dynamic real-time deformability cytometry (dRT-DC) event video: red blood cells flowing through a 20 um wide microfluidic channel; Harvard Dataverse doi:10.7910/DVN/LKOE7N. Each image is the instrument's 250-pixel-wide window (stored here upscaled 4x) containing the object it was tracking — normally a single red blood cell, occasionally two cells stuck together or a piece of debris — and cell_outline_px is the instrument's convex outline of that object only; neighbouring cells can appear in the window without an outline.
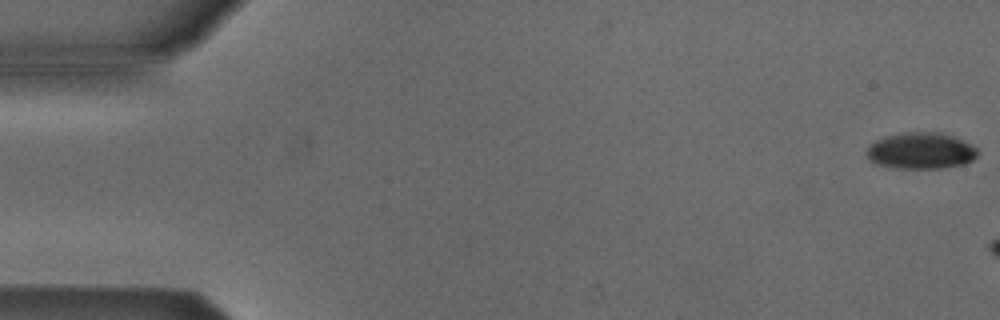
{"species": "Egyptian fruit bat (a non-hibernating species)", "species_latin": "Rousettus aegyptiacus", "temperature_condition": "cold", "stored_images_in_passage": 3, "camera_frame_rate_fps": 3000, "um_per_image_px": 0.085, "animal": {"sex": "male"}, "frame": {"image": 1, "passage_image": 1, "time_ms": 0.0, "image_size_px": [1000, 320], "cell_outline_px": [[980, 152], [972, 160], [964, 164], [940, 168], [896, 168], [876, 164], [868, 160], [864, 152], [868, 144], [884, 136], [908, 132], [940, 132], [952, 136], [976, 148]], "centroid_in_image_um": [78.2, 12.82], "position_along_channel_um": 6.8, "area_um2": 23.64}}